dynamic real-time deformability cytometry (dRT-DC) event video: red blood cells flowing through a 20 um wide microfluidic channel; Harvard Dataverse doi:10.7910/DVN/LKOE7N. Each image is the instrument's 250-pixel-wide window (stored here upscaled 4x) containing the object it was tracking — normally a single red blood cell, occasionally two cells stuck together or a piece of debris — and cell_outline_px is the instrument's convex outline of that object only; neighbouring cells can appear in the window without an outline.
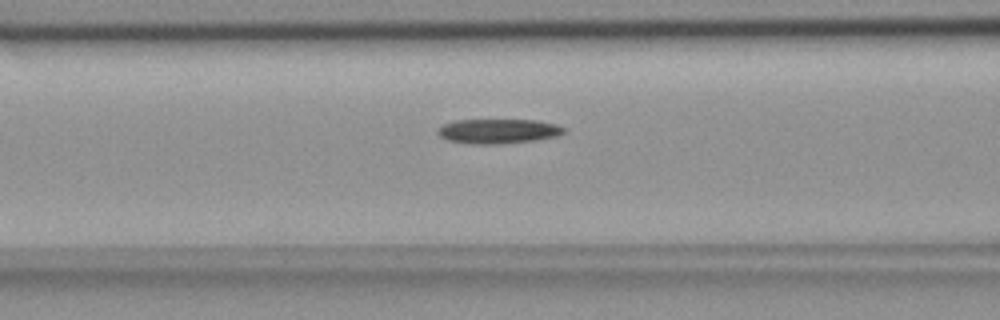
{"species": "common noctule bat (a hibernating species)", "species_latin": "Nyctalus noctula", "temperature_condition": "room temperature", "stored_images_in_passage": 38, "camera_frame_rate_fps": 3000, "um_per_image_px": 0.085, "animal": {"sex": "female", "body_mass_g": 18.4}, "frame": {"image": 1, "passage_image": 8, "time_ms": 2.333, "image_size_px": [1000, 320], "cell_outline_px": [[564, 132], [560, 136], [536, 140], [500, 144], [476, 144], [448, 140], [440, 136], [436, 132], [436, 128], [444, 124], [456, 120], [536, 120], [556, 124], [564, 128]], "centroid_in_image_um": [42.35, 11.15], "position_along_channel_um": 124.3, "area_um2": 18.15}}
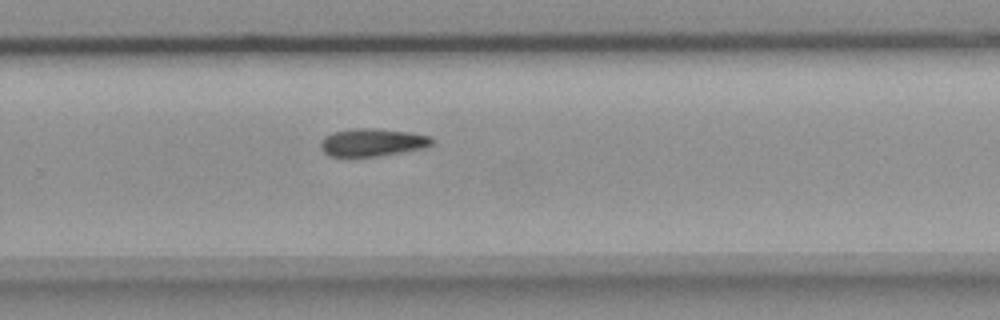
{"frame": {"image": 2, "passage_image": 22, "time_ms": 7.0, "image_size_px": [1000, 320], "cell_outline_px": [[432, 144], [420, 148], [400, 152], [376, 156], [328, 156], [320, 148], [320, 140], [324, 136], [332, 132], [356, 128], [376, 128], [412, 132], [428, 136], [432, 140]], "centroid_in_image_um": [31.57, 12.09], "position_along_channel_um": 298.2, "area_um2": 17.86}}
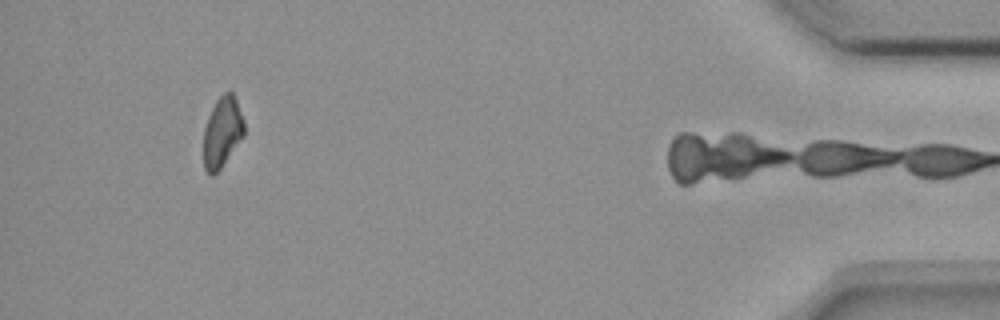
{"frame": {"image": 3, "passage_image": 37, "time_ms": 12.0, "image_size_px": [1000, 320], "cell_outline_px": [[244, 136], [220, 168], [212, 176], [204, 168], [204, 128], [208, 116], [216, 100], [224, 92], [232, 92], [236, 100], [244, 120]], "centroid_in_image_um": [18.89, 11.21], "position_along_channel_um": 416.3, "area_um2": 16.47}}